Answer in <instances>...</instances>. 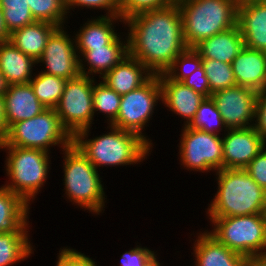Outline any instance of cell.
Wrapping results in <instances>:
<instances>
[{
  "label": "cell",
  "mask_w": 266,
  "mask_h": 266,
  "mask_svg": "<svg viewBox=\"0 0 266 266\" xmlns=\"http://www.w3.org/2000/svg\"><path fill=\"white\" fill-rule=\"evenodd\" d=\"M37 63L10 41L0 43V71L8 85L26 84L32 79V66Z\"/></svg>",
  "instance_id": "obj_24"
},
{
  "label": "cell",
  "mask_w": 266,
  "mask_h": 266,
  "mask_svg": "<svg viewBox=\"0 0 266 266\" xmlns=\"http://www.w3.org/2000/svg\"><path fill=\"white\" fill-rule=\"evenodd\" d=\"M1 148L9 150L5 165L9 180L12 181L5 187L29 204L31 198H34L46 182L49 153L40 149L15 146H0Z\"/></svg>",
  "instance_id": "obj_8"
},
{
  "label": "cell",
  "mask_w": 266,
  "mask_h": 266,
  "mask_svg": "<svg viewBox=\"0 0 266 266\" xmlns=\"http://www.w3.org/2000/svg\"><path fill=\"white\" fill-rule=\"evenodd\" d=\"M36 21H43L62 26L67 15L65 0H27Z\"/></svg>",
  "instance_id": "obj_32"
},
{
  "label": "cell",
  "mask_w": 266,
  "mask_h": 266,
  "mask_svg": "<svg viewBox=\"0 0 266 266\" xmlns=\"http://www.w3.org/2000/svg\"><path fill=\"white\" fill-rule=\"evenodd\" d=\"M250 177L266 191V150L265 147L245 168Z\"/></svg>",
  "instance_id": "obj_38"
},
{
  "label": "cell",
  "mask_w": 266,
  "mask_h": 266,
  "mask_svg": "<svg viewBox=\"0 0 266 266\" xmlns=\"http://www.w3.org/2000/svg\"><path fill=\"white\" fill-rule=\"evenodd\" d=\"M215 225L209 232L230 250L244 257L266 255V217L264 213L233 217H210Z\"/></svg>",
  "instance_id": "obj_6"
},
{
  "label": "cell",
  "mask_w": 266,
  "mask_h": 266,
  "mask_svg": "<svg viewBox=\"0 0 266 266\" xmlns=\"http://www.w3.org/2000/svg\"><path fill=\"white\" fill-rule=\"evenodd\" d=\"M73 137L62 126L55 108H47L39 115L13 123L8 128L5 143L0 146H15L40 149L46 152L52 145L61 144L67 148L72 144Z\"/></svg>",
  "instance_id": "obj_7"
},
{
  "label": "cell",
  "mask_w": 266,
  "mask_h": 266,
  "mask_svg": "<svg viewBox=\"0 0 266 266\" xmlns=\"http://www.w3.org/2000/svg\"><path fill=\"white\" fill-rule=\"evenodd\" d=\"M8 88V84L5 80V77L3 76V74L0 71V96H4V94L6 93Z\"/></svg>",
  "instance_id": "obj_45"
},
{
  "label": "cell",
  "mask_w": 266,
  "mask_h": 266,
  "mask_svg": "<svg viewBox=\"0 0 266 266\" xmlns=\"http://www.w3.org/2000/svg\"><path fill=\"white\" fill-rule=\"evenodd\" d=\"M29 204L5 186L0 188V233L28 232Z\"/></svg>",
  "instance_id": "obj_25"
},
{
  "label": "cell",
  "mask_w": 266,
  "mask_h": 266,
  "mask_svg": "<svg viewBox=\"0 0 266 266\" xmlns=\"http://www.w3.org/2000/svg\"><path fill=\"white\" fill-rule=\"evenodd\" d=\"M258 92L254 89L235 85L211 95L221 113L227 129L254 126L255 104ZM248 125V126H247Z\"/></svg>",
  "instance_id": "obj_12"
},
{
  "label": "cell",
  "mask_w": 266,
  "mask_h": 266,
  "mask_svg": "<svg viewBox=\"0 0 266 266\" xmlns=\"http://www.w3.org/2000/svg\"><path fill=\"white\" fill-rule=\"evenodd\" d=\"M121 95L109 88L104 82L93 84V109L103 112L109 117L110 123L116 118L120 110Z\"/></svg>",
  "instance_id": "obj_33"
},
{
  "label": "cell",
  "mask_w": 266,
  "mask_h": 266,
  "mask_svg": "<svg viewBox=\"0 0 266 266\" xmlns=\"http://www.w3.org/2000/svg\"><path fill=\"white\" fill-rule=\"evenodd\" d=\"M65 151L64 184L67 198L90 212L99 214L104 207V188L95 166L72 143Z\"/></svg>",
  "instance_id": "obj_5"
},
{
  "label": "cell",
  "mask_w": 266,
  "mask_h": 266,
  "mask_svg": "<svg viewBox=\"0 0 266 266\" xmlns=\"http://www.w3.org/2000/svg\"><path fill=\"white\" fill-rule=\"evenodd\" d=\"M58 256L56 266H97L91 258L74 249H62Z\"/></svg>",
  "instance_id": "obj_39"
},
{
  "label": "cell",
  "mask_w": 266,
  "mask_h": 266,
  "mask_svg": "<svg viewBox=\"0 0 266 266\" xmlns=\"http://www.w3.org/2000/svg\"><path fill=\"white\" fill-rule=\"evenodd\" d=\"M244 47L241 31L235 27L202 40L193 49L202 59H212L231 64Z\"/></svg>",
  "instance_id": "obj_20"
},
{
  "label": "cell",
  "mask_w": 266,
  "mask_h": 266,
  "mask_svg": "<svg viewBox=\"0 0 266 266\" xmlns=\"http://www.w3.org/2000/svg\"><path fill=\"white\" fill-rule=\"evenodd\" d=\"M57 27L49 36L41 58L37 61L46 65L43 72L65 80L74 79L80 73L79 60L74 41L62 29ZM73 41V42H72Z\"/></svg>",
  "instance_id": "obj_13"
},
{
  "label": "cell",
  "mask_w": 266,
  "mask_h": 266,
  "mask_svg": "<svg viewBox=\"0 0 266 266\" xmlns=\"http://www.w3.org/2000/svg\"><path fill=\"white\" fill-rule=\"evenodd\" d=\"M0 8L9 33L36 21L27 0H0Z\"/></svg>",
  "instance_id": "obj_30"
},
{
  "label": "cell",
  "mask_w": 266,
  "mask_h": 266,
  "mask_svg": "<svg viewBox=\"0 0 266 266\" xmlns=\"http://www.w3.org/2000/svg\"><path fill=\"white\" fill-rule=\"evenodd\" d=\"M255 130L266 140V88L258 92L255 104Z\"/></svg>",
  "instance_id": "obj_41"
},
{
  "label": "cell",
  "mask_w": 266,
  "mask_h": 266,
  "mask_svg": "<svg viewBox=\"0 0 266 266\" xmlns=\"http://www.w3.org/2000/svg\"><path fill=\"white\" fill-rule=\"evenodd\" d=\"M244 266H266V255L246 257Z\"/></svg>",
  "instance_id": "obj_43"
},
{
  "label": "cell",
  "mask_w": 266,
  "mask_h": 266,
  "mask_svg": "<svg viewBox=\"0 0 266 266\" xmlns=\"http://www.w3.org/2000/svg\"><path fill=\"white\" fill-rule=\"evenodd\" d=\"M218 192L208 208L210 217H233L265 212L266 191L245 169L217 171Z\"/></svg>",
  "instance_id": "obj_2"
},
{
  "label": "cell",
  "mask_w": 266,
  "mask_h": 266,
  "mask_svg": "<svg viewBox=\"0 0 266 266\" xmlns=\"http://www.w3.org/2000/svg\"><path fill=\"white\" fill-rule=\"evenodd\" d=\"M174 0H119V13L123 20L144 11L160 9L173 4Z\"/></svg>",
  "instance_id": "obj_35"
},
{
  "label": "cell",
  "mask_w": 266,
  "mask_h": 266,
  "mask_svg": "<svg viewBox=\"0 0 266 266\" xmlns=\"http://www.w3.org/2000/svg\"><path fill=\"white\" fill-rule=\"evenodd\" d=\"M27 232L0 233V266H10L32 253Z\"/></svg>",
  "instance_id": "obj_27"
},
{
  "label": "cell",
  "mask_w": 266,
  "mask_h": 266,
  "mask_svg": "<svg viewBox=\"0 0 266 266\" xmlns=\"http://www.w3.org/2000/svg\"><path fill=\"white\" fill-rule=\"evenodd\" d=\"M66 82L63 78L41 72L29 83L38 100L46 108H55L64 92Z\"/></svg>",
  "instance_id": "obj_28"
},
{
  "label": "cell",
  "mask_w": 266,
  "mask_h": 266,
  "mask_svg": "<svg viewBox=\"0 0 266 266\" xmlns=\"http://www.w3.org/2000/svg\"><path fill=\"white\" fill-rule=\"evenodd\" d=\"M237 25L245 47L266 52V0H239Z\"/></svg>",
  "instance_id": "obj_15"
},
{
  "label": "cell",
  "mask_w": 266,
  "mask_h": 266,
  "mask_svg": "<svg viewBox=\"0 0 266 266\" xmlns=\"http://www.w3.org/2000/svg\"><path fill=\"white\" fill-rule=\"evenodd\" d=\"M120 266H160L153 251L136 247L121 256Z\"/></svg>",
  "instance_id": "obj_36"
},
{
  "label": "cell",
  "mask_w": 266,
  "mask_h": 266,
  "mask_svg": "<svg viewBox=\"0 0 266 266\" xmlns=\"http://www.w3.org/2000/svg\"><path fill=\"white\" fill-rule=\"evenodd\" d=\"M111 132L93 138L88 137L90 128L73 136L72 143L95 166L129 165L141 160L150 152L151 146L138 134L110 125ZM85 139V140H84Z\"/></svg>",
  "instance_id": "obj_3"
},
{
  "label": "cell",
  "mask_w": 266,
  "mask_h": 266,
  "mask_svg": "<svg viewBox=\"0 0 266 266\" xmlns=\"http://www.w3.org/2000/svg\"><path fill=\"white\" fill-rule=\"evenodd\" d=\"M202 67L208 78L211 95L237 85L231 64L212 59H202Z\"/></svg>",
  "instance_id": "obj_31"
},
{
  "label": "cell",
  "mask_w": 266,
  "mask_h": 266,
  "mask_svg": "<svg viewBox=\"0 0 266 266\" xmlns=\"http://www.w3.org/2000/svg\"><path fill=\"white\" fill-rule=\"evenodd\" d=\"M159 99H162V89L158 74H154L145 84L121 96L119 113L111 125L136 133L151 145L142 130Z\"/></svg>",
  "instance_id": "obj_10"
},
{
  "label": "cell",
  "mask_w": 266,
  "mask_h": 266,
  "mask_svg": "<svg viewBox=\"0 0 266 266\" xmlns=\"http://www.w3.org/2000/svg\"><path fill=\"white\" fill-rule=\"evenodd\" d=\"M239 0H179L187 48L237 25Z\"/></svg>",
  "instance_id": "obj_4"
},
{
  "label": "cell",
  "mask_w": 266,
  "mask_h": 266,
  "mask_svg": "<svg viewBox=\"0 0 266 266\" xmlns=\"http://www.w3.org/2000/svg\"><path fill=\"white\" fill-rule=\"evenodd\" d=\"M56 28L54 24L35 21L11 32L8 41L21 52L38 61L44 52L50 34Z\"/></svg>",
  "instance_id": "obj_23"
},
{
  "label": "cell",
  "mask_w": 266,
  "mask_h": 266,
  "mask_svg": "<svg viewBox=\"0 0 266 266\" xmlns=\"http://www.w3.org/2000/svg\"><path fill=\"white\" fill-rule=\"evenodd\" d=\"M83 6L88 8H101L108 10V16L120 15L119 0H65L66 10L75 6Z\"/></svg>",
  "instance_id": "obj_37"
},
{
  "label": "cell",
  "mask_w": 266,
  "mask_h": 266,
  "mask_svg": "<svg viewBox=\"0 0 266 266\" xmlns=\"http://www.w3.org/2000/svg\"><path fill=\"white\" fill-rule=\"evenodd\" d=\"M120 35H118L109 45L93 48V49H78L82 56L88 61L89 71H85L82 59L79 60L80 73L82 75H88L92 72L105 75L109 72L116 64H119L128 54V40L124 44L121 43Z\"/></svg>",
  "instance_id": "obj_22"
},
{
  "label": "cell",
  "mask_w": 266,
  "mask_h": 266,
  "mask_svg": "<svg viewBox=\"0 0 266 266\" xmlns=\"http://www.w3.org/2000/svg\"><path fill=\"white\" fill-rule=\"evenodd\" d=\"M129 55L138 59L153 74L165 73L187 46L177 2L142 13L126 20Z\"/></svg>",
  "instance_id": "obj_1"
},
{
  "label": "cell",
  "mask_w": 266,
  "mask_h": 266,
  "mask_svg": "<svg viewBox=\"0 0 266 266\" xmlns=\"http://www.w3.org/2000/svg\"><path fill=\"white\" fill-rule=\"evenodd\" d=\"M178 64L181 65V69H179L180 66ZM187 66L190 67H188L189 70L185 69V67L187 68ZM201 66L202 58L200 57V55L193 48H187L183 53L179 54L174 59L173 64L168 68L165 74L172 80L182 82L185 78H187ZM176 69L181 71L177 72Z\"/></svg>",
  "instance_id": "obj_34"
},
{
  "label": "cell",
  "mask_w": 266,
  "mask_h": 266,
  "mask_svg": "<svg viewBox=\"0 0 266 266\" xmlns=\"http://www.w3.org/2000/svg\"><path fill=\"white\" fill-rule=\"evenodd\" d=\"M8 126L5 119V98L0 96V145H3L7 139Z\"/></svg>",
  "instance_id": "obj_42"
},
{
  "label": "cell",
  "mask_w": 266,
  "mask_h": 266,
  "mask_svg": "<svg viewBox=\"0 0 266 266\" xmlns=\"http://www.w3.org/2000/svg\"><path fill=\"white\" fill-rule=\"evenodd\" d=\"M194 244L196 266H244L246 257L230 250L210 233L200 234Z\"/></svg>",
  "instance_id": "obj_21"
},
{
  "label": "cell",
  "mask_w": 266,
  "mask_h": 266,
  "mask_svg": "<svg viewBox=\"0 0 266 266\" xmlns=\"http://www.w3.org/2000/svg\"><path fill=\"white\" fill-rule=\"evenodd\" d=\"M180 157L184 167L196 171L223 169V143L218 134L184 126Z\"/></svg>",
  "instance_id": "obj_11"
},
{
  "label": "cell",
  "mask_w": 266,
  "mask_h": 266,
  "mask_svg": "<svg viewBox=\"0 0 266 266\" xmlns=\"http://www.w3.org/2000/svg\"><path fill=\"white\" fill-rule=\"evenodd\" d=\"M93 83V78L82 74L67 80L64 92L55 107L62 126L72 137L91 126L94 116Z\"/></svg>",
  "instance_id": "obj_9"
},
{
  "label": "cell",
  "mask_w": 266,
  "mask_h": 266,
  "mask_svg": "<svg viewBox=\"0 0 266 266\" xmlns=\"http://www.w3.org/2000/svg\"><path fill=\"white\" fill-rule=\"evenodd\" d=\"M153 75L138 59L128 54L101 78L102 82L122 96L145 84Z\"/></svg>",
  "instance_id": "obj_19"
},
{
  "label": "cell",
  "mask_w": 266,
  "mask_h": 266,
  "mask_svg": "<svg viewBox=\"0 0 266 266\" xmlns=\"http://www.w3.org/2000/svg\"><path fill=\"white\" fill-rule=\"evenodd\" d=\"M187 87L203 95L205 98L211 97L210 85L205 75L203 67H199L191 75L182 81Z\"/></svg>",
  "instance_id": "obj_40"
},
{
  "label": "cell",
  "mask_w": 266,
  "mask_h": 266,
  "mask_svg": "<svg viewBox=\"0 0 266 266\" xmlns=\"http://www.w3.org/2000/svg\"><path fill=\"white\" fill-rule=\"evenodd\" d=\"M213 125H216V127ZM188 127L212 134H218L219 130H222L223 127L227 131L221 113L218 111L215 101L211 97L204 98L200 103L195 117Z\"/></svg>",
  "instance_id": "obj_29"
},
{
  "label": "cell",
  "mask_w": 266,
  "mask_h": 266,
  "mask_svg": "<svg viewBox=\"0 0 266 266\" xmlns=\"http://www.w3.org/2000/svg\"><path fill=\"white\" fill-rule=\"evenodd\" d=\"M9 36H10V33L8 32V30L5 26L3 11L0 8V43L8 41Z\"/></svg>",
  "instance_id": "obj_44"
},
{
  "label": "cell",
  "mask_w": 266,
  "mask_h": 266,
  "mask_svg": "<svg viewBox=\"0 0 266 266\" xmlns=\"http://www.w3.org/2000/svg\"><path fill=\"white\" fill-rule=\"evenodd\" d=\"M121 19L120 15L115 16H99V18L88 21L76 34L74 40L76 49H93L109 45L116 37L114 32L113 20ZM113 22V23H112Z\"/></svg>",
  "instance_id": "obj_26"
},
{
  "label": "cell",
  "mask_w": 266,
  "mask_h": 266,
  "mask_svg": "<svg viewBox=\"0 0 266 266\" xmlns=\"http://www.w3.org/2000/svg\"><path fill=\"white\" fill-rule=\"evenodd\" d=\"M236 84L257 92L266 88V52L243 47L231 63Z\"/></svg>",
  "instance_id": "obj_17"
},
{
  "label": "cell",
  "mask_w": 266,
  "mask_h": 266,
  "mask_svg": "<svg viewBox=\"0 0 266 266\" xmlns=\"http://www.w3.org/2000/svg\"><path fill=\"white\" fill-rule=\"evenodd\" d=\"M4 98L8 128L13 123L31 119L47 109L34 94L30 83L8 85Z\"/></svg>",
  "instance_id": "obj_18"
},
{
  "label": "cell",
  "mask_w": 266,
  "mask_h": 266,
  "mask_svg": "<svg viewBox=\"0 0 266 266\" xmlns=\"http://www.w3.org/2000/svg\"><path fill=\"white\" fill-rule=\"evenodd\" d=\"M158 76L162 89V102L171 111L186 118L185 126H188L205 97L183 82L170 79L165 73H160Z\"/></svg>",
  "instance_id": "obj_16"
},
{
  "label": "cell",
  "mask_w": 266,
  "mask_h": 266,
  "mask_svg": "<svg viewBox=\"0 0 266 266\" xmlns=\"http://www.w3.org/2000/svg\"><path fill=\"white\" fill-rule=\"evenodd\" d=\"M223 137V169H245L266 146L254 126L228 129Z\"/></svg>",
  "instance_id": "obj_14"
}]
</instances>
